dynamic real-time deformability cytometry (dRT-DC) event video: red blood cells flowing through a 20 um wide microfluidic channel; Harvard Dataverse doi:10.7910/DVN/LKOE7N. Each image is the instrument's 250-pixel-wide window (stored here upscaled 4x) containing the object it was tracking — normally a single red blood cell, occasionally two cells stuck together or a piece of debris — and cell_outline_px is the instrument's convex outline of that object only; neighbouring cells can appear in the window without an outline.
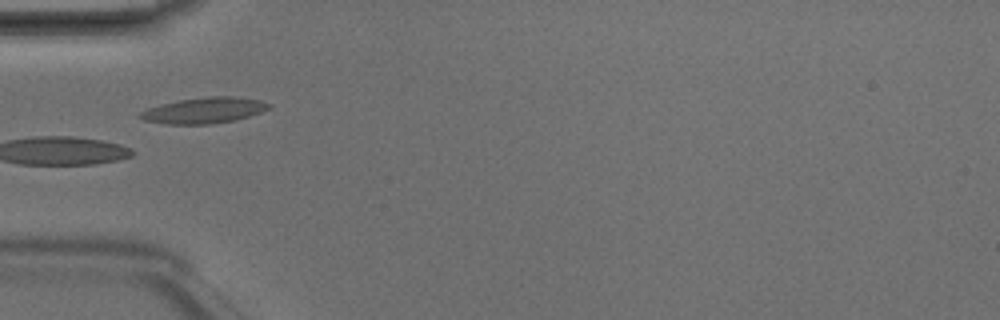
{"species": "Egyptian fruit bat (a non-hibernating species)", "species_latin": "Rousettus aegyptiacus", "temperature_condition": "room temperature", "stored_images_in_passage": 4, "camera_frame_rate_fps": 3000, "um_per_image_px": 0.085, "animal": {"sex": "male"}, "frame": {"image": 1, "passage_image": 4, "time_ms": 1.0, "image_size_px": [1000, 320], "cell_outline_px": [[272, 108], [236, 120], [208, 124], [168, 124], [144, 120], [136, 116], [140, 112], [148, 108], [160, 104], [180, 100], [212, 96], [236, 96], [260, 100], [272, 104]], "centroid_in_image_um": [17.37, 9.38], "position_along_channel_um": 67.6, "area_um2": 19.42}}